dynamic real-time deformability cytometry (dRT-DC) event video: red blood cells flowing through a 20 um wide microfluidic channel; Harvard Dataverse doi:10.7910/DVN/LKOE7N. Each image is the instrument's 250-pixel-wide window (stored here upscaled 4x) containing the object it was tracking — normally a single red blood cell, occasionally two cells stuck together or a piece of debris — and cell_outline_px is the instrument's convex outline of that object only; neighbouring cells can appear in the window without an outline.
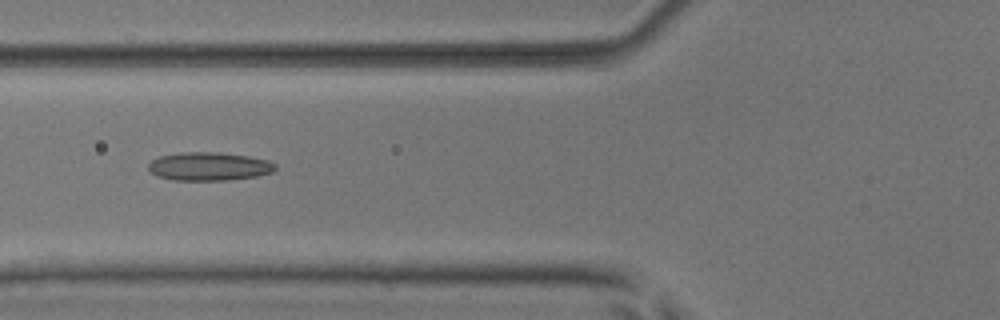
{"species": "common noctule bat (a hibernating species)", "species_latin": "Nyctalus noctula", "temperature_condition": "room temperature", "stored_images_in_passage": 7, "camera_frame_rate_fps": 3000, "um_per_image_px": 0.085, "animal": {"sex": "male", "body_mass_g": 17.9, "forearm_length_mm": 54.2}, "frame": {"image": 1, "passage_image": 7, "time_ms": 7.0, "image_size_px": [1000, 320], "cell_outline_px": [[276, 168], [272, 172], [256, 176], [228, 180], [172, 180], [156, 176], [148, 168], [148, 164], [152, 160], [160, 156], [184, 152], [220, 152], [248, 156], [268, 160], [276, 164]], "centroid_in_image_um": [17.77, 14.14], "position_along_channel_um": 108.0, "area_um2": 20.98}}